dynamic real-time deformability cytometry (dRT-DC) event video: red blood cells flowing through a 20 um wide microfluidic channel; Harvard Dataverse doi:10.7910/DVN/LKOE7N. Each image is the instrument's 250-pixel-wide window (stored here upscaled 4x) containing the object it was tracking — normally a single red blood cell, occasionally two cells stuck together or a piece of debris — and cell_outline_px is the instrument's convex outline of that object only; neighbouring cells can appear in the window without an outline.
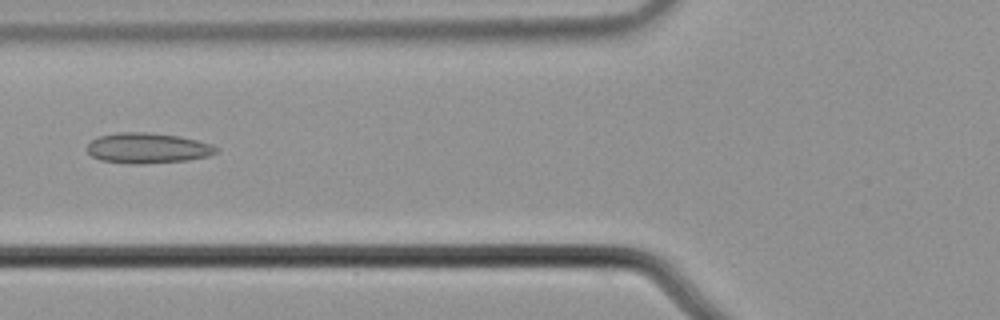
{"species": "common noctule bat (a hibernating species)", "species_latin": "Nyctalus noctula", "temperature_condition": "cold", "stored_images_in_passage": 5, "camera_frame_rate_fps": 3000, "um_per_image_px": 0.085, "animal": {"sex": "male", "body_mass_g": 21.5, "forearm_length_mm": 52.0}, "frame": {"image": 1, "passage_image": 5, "time_ms": 1.333, "image_size_px": [1000, 320], "cell_outline_px": [[220, 148], [216, 152], [208, 156], [188, 160], [140, 164], [132, 164], [100, 160], [92, 156], [88, 152], [88, 144], [92, 140], [100, 136], [120, 132], [148, 132], [180, 136], [212, 144]], "centroid_in_image_um": [12.57, 12.59], "position_along_channel_um": 113.2, "area_um2": 22.83}}